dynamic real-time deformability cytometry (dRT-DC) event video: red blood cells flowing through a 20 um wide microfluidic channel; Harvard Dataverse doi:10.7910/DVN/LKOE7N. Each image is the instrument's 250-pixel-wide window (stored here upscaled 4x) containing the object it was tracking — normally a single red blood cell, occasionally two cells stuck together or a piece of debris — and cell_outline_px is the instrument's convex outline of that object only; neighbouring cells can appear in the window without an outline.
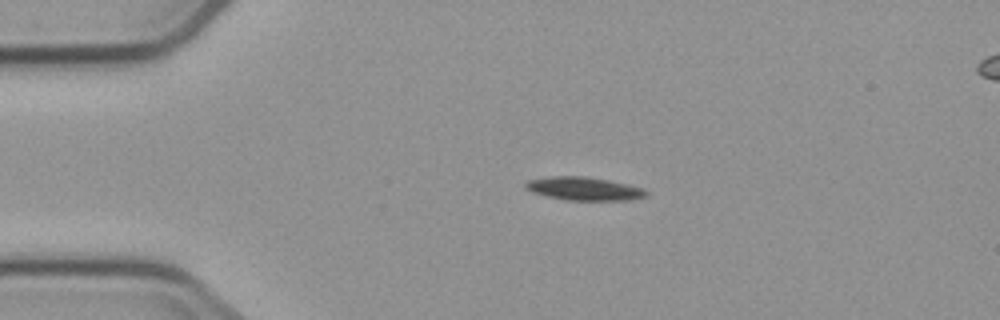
{"species": "common noctule bat (a hibernating species)", "species_latin": "Nyctalus noctula", "temperature_condition": "cold", "stored_images_in_passage": 5, "segment_of_instrument_passage": [1, 2], "camera_frame_rate_fps": 3000, "um_per_image_px": 0.085, "animal": {"sex": "male", "body_mass_g": 23.1, "forearm_length_mm": 52.7}, "frame": {"image": 1, "passage_image": 3, "time_ms": 2.333, "image_size_px": [1000, 320], "cell_outline_px": [[648, 196], [632, 200], [568, 200], [544, 196], [532, 192], [524, 188], [524, 184], [528, 180], [548, 176], [584, 176], [608, 180], [628, 184], [644, 188], [648, 192]], "centroid_in_image_um": [49.64, 16.04], "position_along_channel_um": 35.4, "area_um2": 16.59}}